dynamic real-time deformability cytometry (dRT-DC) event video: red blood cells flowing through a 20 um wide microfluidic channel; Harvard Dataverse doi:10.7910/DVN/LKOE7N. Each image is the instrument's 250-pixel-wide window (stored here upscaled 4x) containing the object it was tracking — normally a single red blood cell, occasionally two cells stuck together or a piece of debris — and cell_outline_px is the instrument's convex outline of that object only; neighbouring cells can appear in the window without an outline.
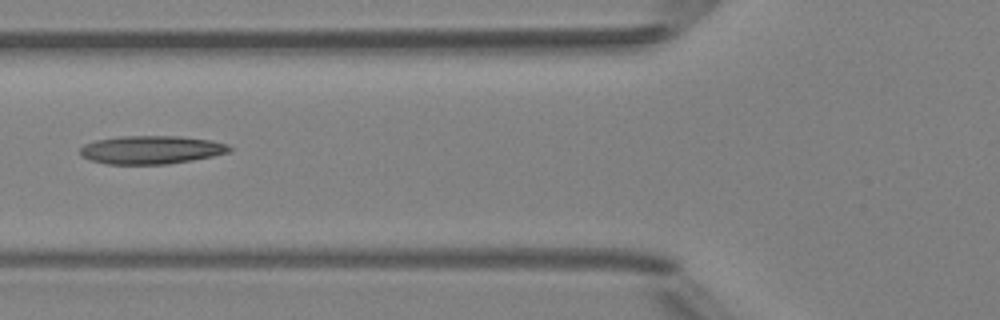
{"species": "Egyptian fruit bat (a non-hibernating species)", "species_latin": "Rousettus aegyptiacus", "temperature_condition": "room temperature", "stored_images_in_passage": 5, "camera_frame_rate_fps": 3000, "um_per_image_px": 0.085, "animal": {"sex": "female"}, "frame": {"image": 1, "passage_image": 4, "time_ms": 3.667, "image_size_px": [1000, 320], "cell_outline_px": [[232, 152], [192, 160], [168, 164], [108, 164], [88, 160], [80, 156], [80, 148], [84, 144], [96, 140], [120, 136], [180, 136], [212, 140], [228, 144], [232, 148]], "centroid_in_image_um": [12.86, 12.73], "position_along_channel_um": 112.9, "area_um2": 24.85}}
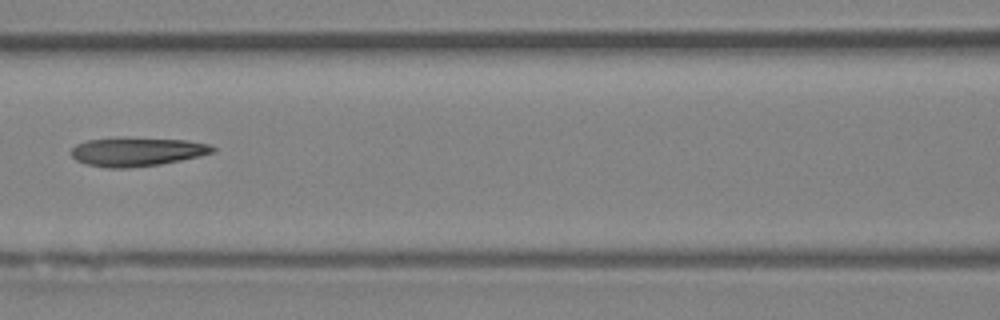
{"frame": {"image": 2, "passage_image": 5, "time_ms": 4.667, "image_size_px": [1000, 320], "cell_outline_px": [[216, 152], [200, 156], [160, 164], [128, 168], [104, 168], [84, 164], [76, 160], [72, 156], [72, 148], [76, 144], [88, 140], [188, 140], [208, 144], [216, 148]], "centroid_in_image_um": [11.66, 12.95], "position_along_channel_um": 154.9, "area_um2": 22.83}}